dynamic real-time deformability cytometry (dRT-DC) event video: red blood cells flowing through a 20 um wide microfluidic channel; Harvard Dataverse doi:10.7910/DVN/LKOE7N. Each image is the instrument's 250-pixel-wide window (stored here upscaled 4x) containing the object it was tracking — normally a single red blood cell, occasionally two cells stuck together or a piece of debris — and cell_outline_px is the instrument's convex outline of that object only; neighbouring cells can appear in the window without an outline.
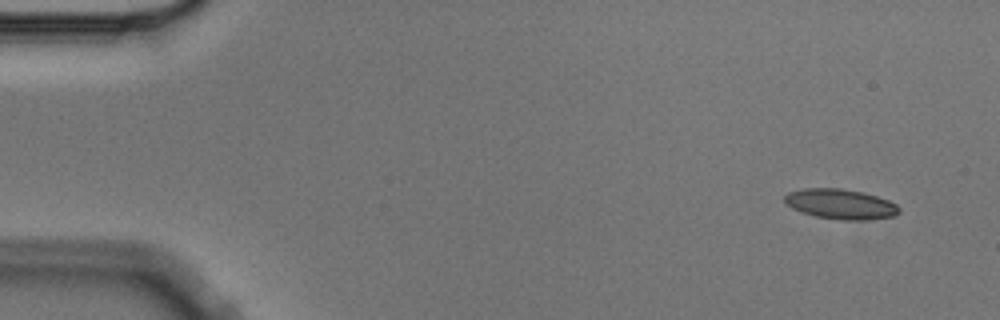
{"species": "Egyptian fruit bat (a non-hibernating species)", "species_latin": "Rousettus aegyptiacus", "temperature_condition": "cold", "stored_images_in_passage": 5, "camera_frame_rate_fps": 3000, "um_per_image_px": 0.085, "animal": {"sex": "male"}, "frame": {"image": 1, "passage_image": 1, "time_ms": 0.0, "image_size_px": [1000, 320], "cell_outline_px": [[900, 212], [892, 216], [868, 220], [840, 220], [816, 216], [792, 208], [784, 204], [784, 196], [788, 192], [804, 188], [840, 188], [864, 192], [888, 200], [896, 204], [900, 208]], "centroid_in_image_um": [71.44, 17.34], "position_along_channel_um": 13.6, "area_um2": 20.11}}